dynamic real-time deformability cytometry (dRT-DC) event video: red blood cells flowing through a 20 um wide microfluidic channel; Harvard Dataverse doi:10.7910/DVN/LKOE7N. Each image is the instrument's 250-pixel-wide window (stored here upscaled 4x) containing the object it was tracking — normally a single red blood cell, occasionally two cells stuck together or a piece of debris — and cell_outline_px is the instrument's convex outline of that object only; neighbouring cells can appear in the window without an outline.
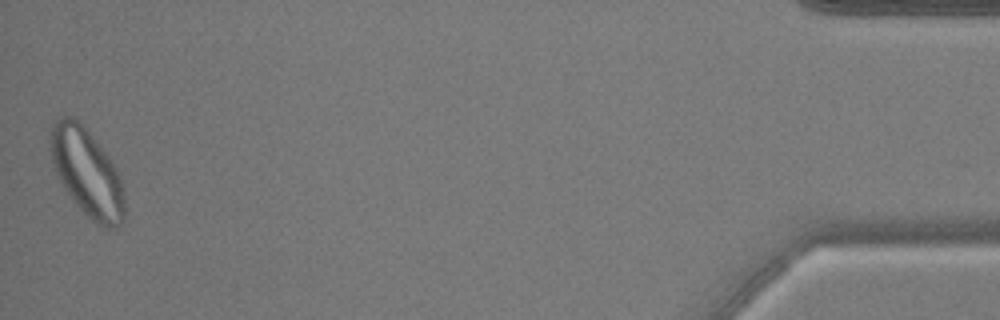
{"species": "common noctule bat (a hibernating species)", "species_latin": "Nyctalus noctula", "temperature_condition": "warm", "stored_images_in_passage": 52, "camera_frame_rate_fps": 3000, "um_per_image_px": 0.085, "animal": {"sex": "male", "body_mass_g": 17.9, "forearm_length_mm": 54.2}, "frame": {"image": 1, "passage_image": 52, "time_ms": 17.0, "image_size_px": [1000, 320], "cell_outline_px": [[124, 220], [116, 228], [100, 228], [76, 204], [56, 176], [48, 148], [48, 140], [52, 124], [60, 116], [72, 116], [88, 132], [108, 156], [116, 168], [120, 176], [124, 196]], "centroid_in_image_um": [7.36, 14.68], "position_along_channel_um": 427.8, "area_um2": 37.92}}